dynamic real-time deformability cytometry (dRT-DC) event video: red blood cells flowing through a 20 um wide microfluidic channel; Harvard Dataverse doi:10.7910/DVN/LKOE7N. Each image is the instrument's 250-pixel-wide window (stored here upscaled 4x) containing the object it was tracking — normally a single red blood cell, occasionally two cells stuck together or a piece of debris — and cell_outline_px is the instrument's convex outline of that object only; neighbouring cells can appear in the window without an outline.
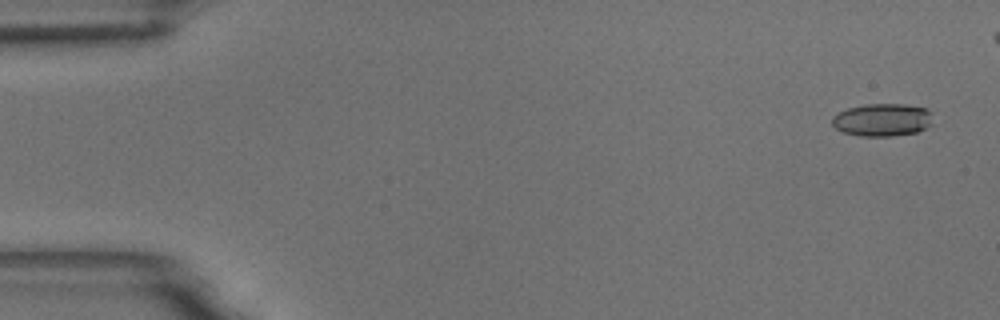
{"species": "common noctule bat (a hibernating species)", "species_latin": "Nyctalus noctula", "temperature_condition": "room temperature", "stored_images_in_passage": 50, "camera_frame_rate_fps": 3000, "um_per_image_px": 0.085, "animal": {"sex": "male", "body_mass_g": 18.8}, "frame": {"image": 1, "passage_image": 3, "time_ms": 0.667, "image_size_px": [1000, 320], "cell_outline_px": [[932, 124], [916, 132], [892, 136], [860, 136], [844, 132], [836, 128], [832, 124], [832, 116], [848, 108], [864, 104], [904, 104], [928, 108], [932, 112]], "centroid_in_image_um": [75.02, 10.18], "position_along_channel_um": 10.0, "area_um2": 19.31}}
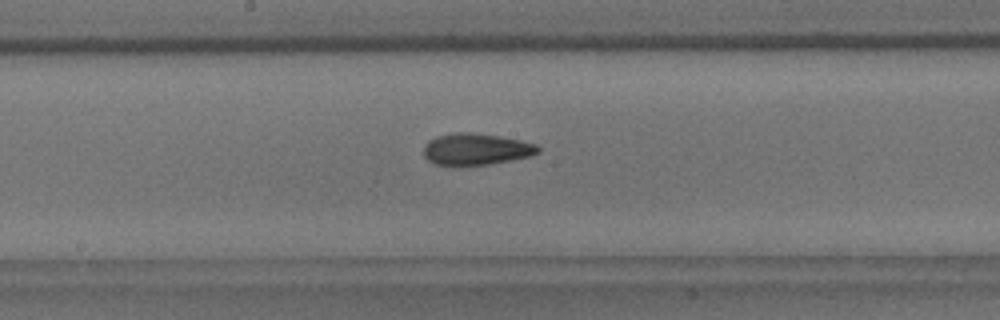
{"frame": {"image": 2, "passage_image": 30, "time_ms": 9.667, "image_size_px": [1000, 320], "cell_outline_px": [[540, 152], [532, 156], [512, 160], [488, 164], [448, 168], [432, 164], [424, 156], [424, 144], [428, 140], [436, 136], [452, 132], [468, 132], [500, 136], [520, 140], [536, 144], [540, 148]], "centroid_in_image_um": [40.41, 12.71], "position_along_channel_um": 207.8, "area_um2": 21.85}}
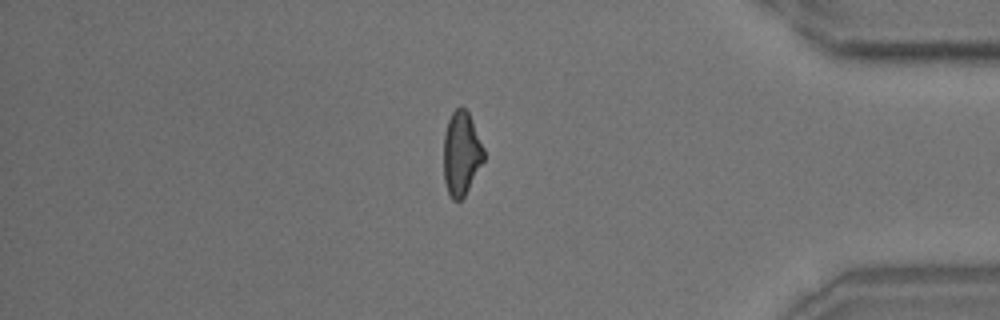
{"frame": {"image": 3, "passage_image": 48, "time_ms": 15.667, "image_size_px": [1000, 320], "cell_outline_px": [[484, 160], [464, 196], [460, 200], [452, 200], [448, 192], [444, 180], [444, 132], [448, 120], [452, 112], [460, 104], [468, 112], [472, 120], [484, 148]], "centroid_in_image_um": [39.21, 13.02], "position_along_channel_um": 396.0, "area_um2": 19.59}}